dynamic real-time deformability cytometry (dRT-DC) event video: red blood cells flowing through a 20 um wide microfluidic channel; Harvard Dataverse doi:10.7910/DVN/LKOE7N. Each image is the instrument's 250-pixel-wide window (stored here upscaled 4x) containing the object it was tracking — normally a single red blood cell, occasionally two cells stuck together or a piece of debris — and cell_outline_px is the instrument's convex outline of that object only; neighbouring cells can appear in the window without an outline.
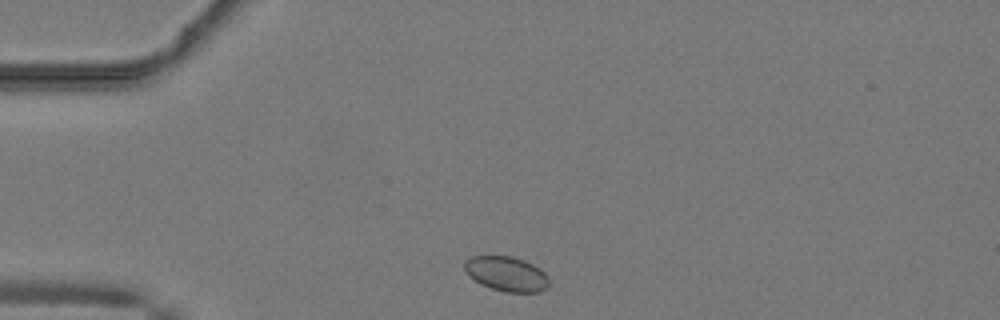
{"species": "common noctule bat (a hibernating species)", "species_latin": "Nyctalus noctula", "temperature_condition": "warm", "stored_images_in_passage": 40, "camera_frame_rate_fps": 3000, "um_per_image_px": 0.085, "animal": {"sex": "male", "body_mass_g": 19.2, "forearm_length_mm": 51.8}, "frame": {"image": 1, "passage_image": 2, "time_ms": 0.333, "image_size_px": [1000, 320], "cell_outline_px": [[548, 288], [540, 292], [504, 292], [480, 284], [468, 276], [464, 268], [464, 260], [472, 256], [512, 256], [524, 260], [540, 268], [548, 276]], "centroid_in_image_um": [43.04, 23.28], "position_along_channel_um": 42.0, "area_um2": 17.28}}
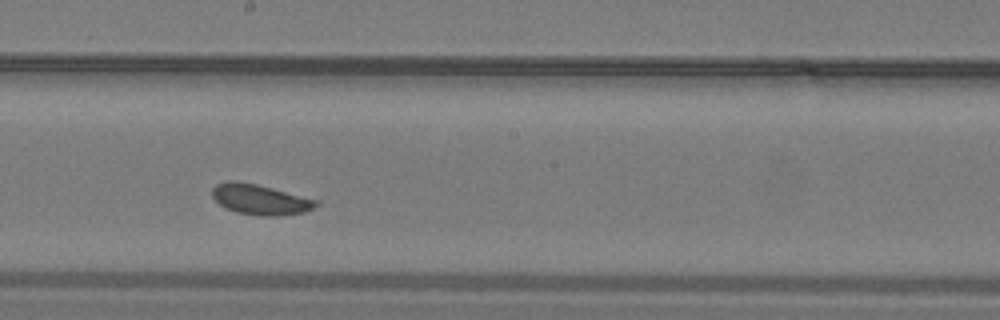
{"frame": {"image": 2, "passage_image": 18, "time_ms": 5.667, "image_size_px": [1000, 320], "cell_outline_px": [[320, 204], [304, 212], [280, 216], [260, 216], [236, 212], [224, 208], [212, 196], [212, 188], [216, 184], [228, 180], [236, 180], [256, 184], [320, 200]], "centroid_in_image_um": [22.12, 16.95], "position_along_channel_um": 226.1, "area_um2": 18.55}}
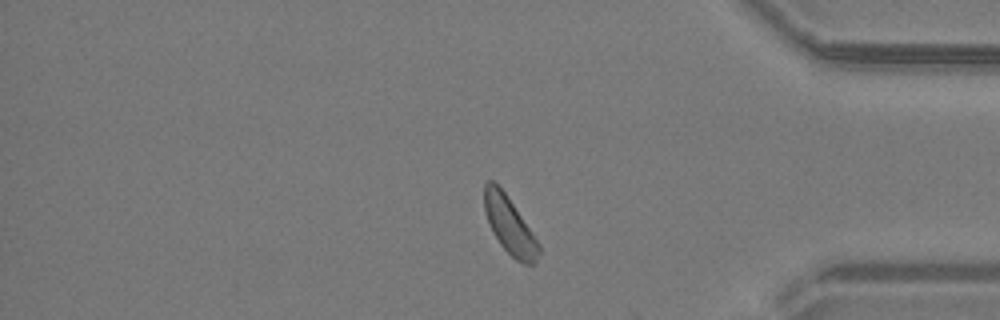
{"frame": {"image": 3, "passage_image": 32, "time_ms": 10.333, "image_size_px": [1000, 320], "cell_outline_px": [[540, 252], [536, 264], [524, 264], [516, 260], [500, 244], [492, 232], [484, 212], [484, 184], [488, 180], [492, 180], [504, 192], [540, 244]], "centroid_in_image_um": [43.3, 19.19], "position_along_channel_um": 391.9, "area_um2": 17.92}, "authors_computed_cell_mechanics": {"area_um2": 18.0336, "velocity_mm_per_s": 4.039, "shape_relaxation_time_tau1_ms": null, "shape_relaxation_time_tau2_ms": 4.1003, "deformation_change_tau1": null, "deformation_change_tau2": 0.108}}